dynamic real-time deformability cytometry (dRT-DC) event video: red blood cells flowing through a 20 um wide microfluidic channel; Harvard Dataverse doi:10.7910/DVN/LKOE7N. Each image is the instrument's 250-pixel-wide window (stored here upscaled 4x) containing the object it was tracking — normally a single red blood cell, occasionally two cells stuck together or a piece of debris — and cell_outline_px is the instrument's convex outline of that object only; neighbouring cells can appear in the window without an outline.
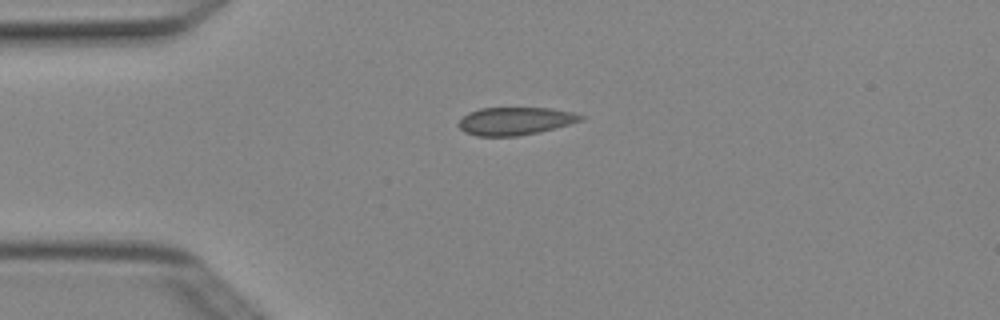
{"species": "Egyptian fruit bat (a non-hibernating species)", "species_latin": "Rousettus aegyptiacus", "temperature_condition": "cold", "stored_images_in_passage": 3, "camera_frame_rate_fps": 3000, "um_per_image_px": 0.085, "animal": {"sex": "female"}, "frame": {"image": 1, "passage_image": 1, "time_ms": 0.0, "image_size_px": [1000, 320], "cell_outline_px": [[584, 116], [580, 120], [568, 124], [540, 132], [516, 136], [476, 136], [464, 132], [456, 124], [468, 112], [480, 108], [552, 108], [572, 112]], "centroid_in_image_um": [43.73, 10.29], "position_along_channel_um": 41.3, "area_um2": 19.71}}
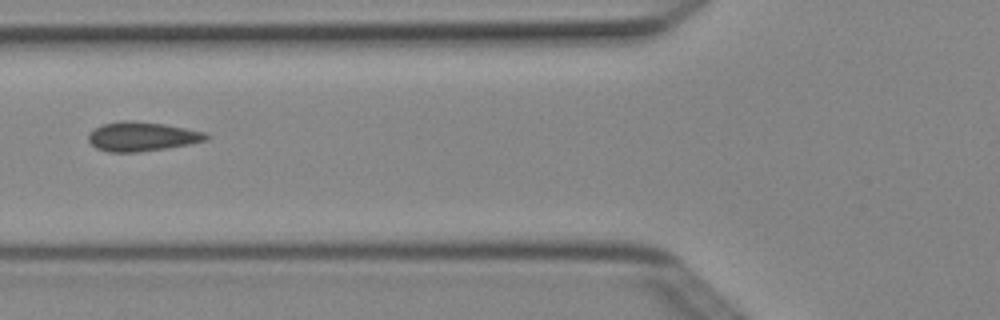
{"frame": {"image": 2, "passage_image": 3, "time_ms": 0.667, "image_size_px": [1000, 320], "cell_outline_px": [[212, 136], [208, 140], [192, 144], [168, 148], [140, 152], [108, 152], [96, 148], [88, 140], [88, 132], [104, 124], [120, 120], [132, 120], [164, 124], [204, 132]], "centroid_in_image_um": [12.09, 11.61], "position_along_channel_um": 113.7, "area_um2": 20.29}}